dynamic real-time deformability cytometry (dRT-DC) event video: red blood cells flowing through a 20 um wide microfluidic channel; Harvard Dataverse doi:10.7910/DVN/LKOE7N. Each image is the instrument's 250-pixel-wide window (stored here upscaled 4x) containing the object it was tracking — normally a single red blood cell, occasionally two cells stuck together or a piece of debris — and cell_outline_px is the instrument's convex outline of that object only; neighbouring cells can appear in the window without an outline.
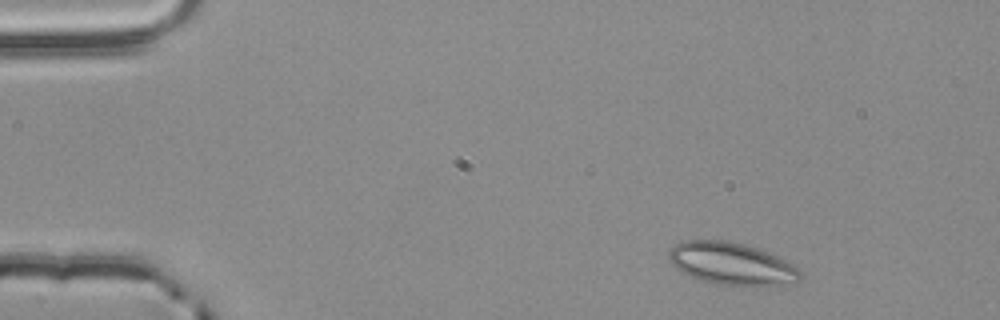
{"species": "common noctule bat (a hibernating species)", "species_latin": "Nyctalus noctula", "temperature_condition": "room temperature", "stored_images_in_passage": 3, "camera_frame_rate_fps": 3000, "um_per_image_px": 0.085, "animal": {"sex": "male", "body_mass_g": 20.4}, "frame": {"image": 1, "passage_image": 1, "time_ms": 0.0, "image_size_px": [1000, 320], "cell_outline_px": [[800, 280], [756, 288], [716, 284], [700, 280], [680, 272], [668, 260], [668, 252], [676, 244], [684, 240], [724, 240], [744, 244], [768, 252], [784, 260], [796, 268], [800, 272]], "centroid_in_image_um": [62.13, 22.43], "position_along_channel_um": 22.9, "area_um2": 32.54}}